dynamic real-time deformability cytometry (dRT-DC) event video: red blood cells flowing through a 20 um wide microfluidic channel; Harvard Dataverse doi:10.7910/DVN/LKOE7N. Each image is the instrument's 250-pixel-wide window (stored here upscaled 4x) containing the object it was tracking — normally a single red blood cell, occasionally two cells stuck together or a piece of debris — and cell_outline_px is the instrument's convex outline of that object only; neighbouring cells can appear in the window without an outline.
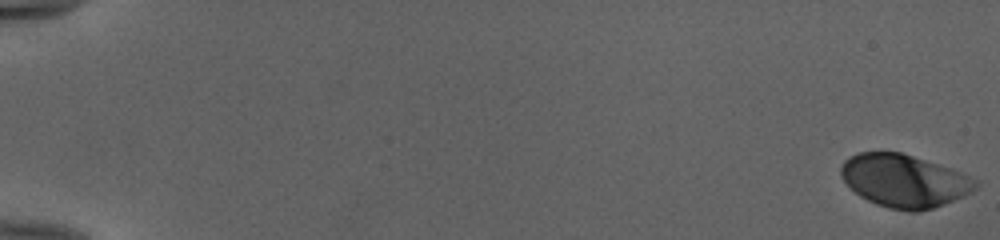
{"species": "human", "species_latin": "Homo sapiens", "temperature_condition": "cold", "stored_images_in_passage": 41, "camera_frame_rate_fps": 3000, "um_per_image_px": 0.085, "donor": {"sex": "female"}, "frame": {"image": 1, "passage_image": 1, "time_ms": 0.0, "image_size_px": [1000, 240], "cell_outline_px": [[980, 184], [976, 188], [964, 196], [944, 204], [932, 208], [916, 212], [908, 212], [888, 208], [876, 204], [860, 196], [840, 176], [840, 168], [844, 160], [848, 156], [856, 152], [900, 152], [960, 172], [976, 180]], "centroid_in_image_um": [76.83, 15.38], "position_along_channel_um": 8.2, "area_um2": 41.15}}
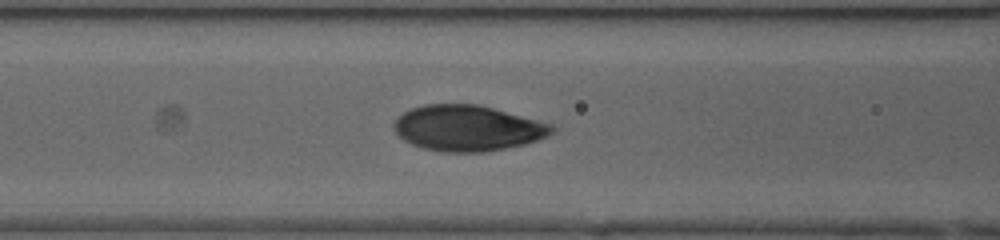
{"frame": {"image": 2, "passage_image": 25, "time_ms": 8.0, "image_size_px": [1000, 240], "cell_outline_px": [[556, 128], [548, 136], [524, 144], [484, 152], [440, 152], [424, 148], [412, 144], [404, 140], [392, 128], [392, 124], [404, 112], [412, 108], [424, 104], [476, 104], [492, 108], [552, 124]], "centroid_in_image_um": [39.72, 10.89], "position_along_channel_um": 126.9, "area_um2": 41.79}}
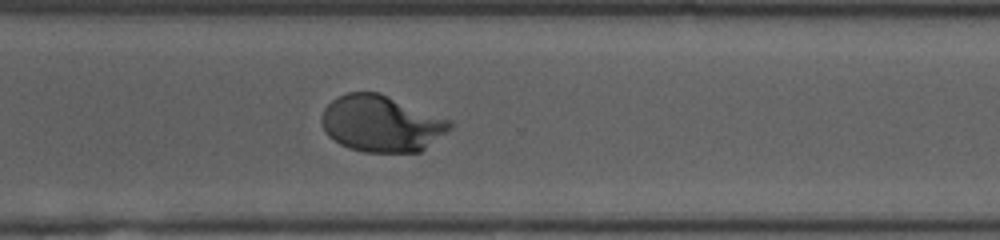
{"frame": {"image": 3, "passage_image": 41, "time_ms": 13.333, "image_size_px": [1000, 240], "cell_outline_px": [[452, 128], [420, 152], [364, 152], [348, 148], [340, 144], [328, 136], [324, 128], [320, 116], [324, 108], [336, 96], [348, 92], [376, 92], [452, 120]], "centroid_in_image_um": [32.4, 10.51], "position_along_channel_um": 338.2, "area_um2": 42.08}}